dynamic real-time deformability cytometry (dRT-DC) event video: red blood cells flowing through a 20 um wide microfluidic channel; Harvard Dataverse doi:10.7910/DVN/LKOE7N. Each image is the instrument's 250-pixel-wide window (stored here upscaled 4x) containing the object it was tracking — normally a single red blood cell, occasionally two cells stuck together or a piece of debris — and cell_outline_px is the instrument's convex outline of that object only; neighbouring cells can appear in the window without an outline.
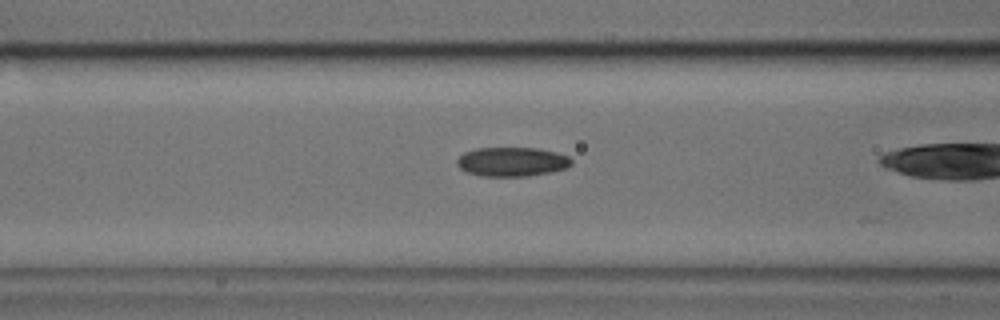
{"species": "common noctule bat (a hibernating species)", "species_latin": "Nyctalus noctula", "temperature_condition": "cold", "stored_images_in_passage": 36, "camera_frame_rate_fps": 3000, "um_per_image_px": 0.085, "animal": {"sex": "male", "body_mass_g": 17.9, "forearm_length_mm": 54.2}, "frame": {"image": 1, "passage_image": 16, "time_ms": 5.0, "image_size_px": [1000, 320], "cell_outline_px": [[572, 164], [568, 168], [552, 172], [528, 176], [480, 176], [468, 172], [460, 168], [456, 164], [456, 160], [464, 152], [476, 148], [536, 148], [556, 152], [568, 156], [572, 160]], "centroid_in_image_um": [43.53, 13.75], "position_along_channel_um": 123.1, "area_um2": 19.59}}
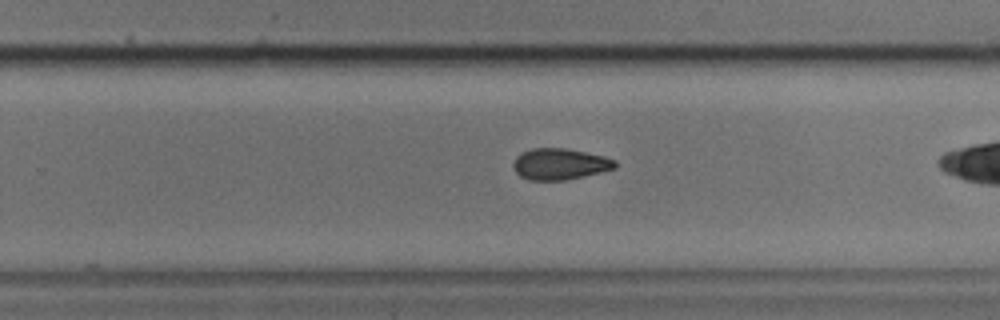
{"frame": {"image": 2, "passage_image": 28, "time_ms": 9.0, "image_size_px": [1000, 320], "cell_outline_px": [[616, 168], [584, 176], [564, 180], [528, 180], [520, 176], [516, 172], [512, 164], [516, 156], [532, 148], [564, 148], [604, 156], [616, 160]], "centroid_in_image_um": [47.58, 13.95], "position_along_channel_um": 282.2, "area_um2": 18.44}}
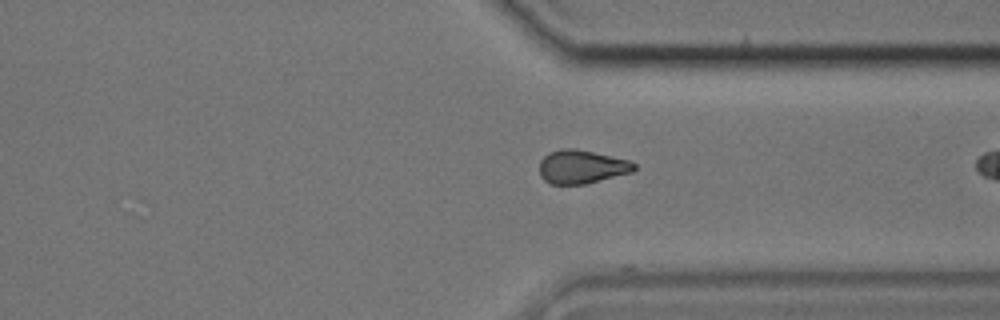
{"frame": {"image": 3, "passage_image": 34, "time_ms": 11.0, "image_size_px": [1000, 320], "cell_outline_px": [[636, 168], [632, 172], [584, 184], [552, 184], [544, 180], [540, 176], [540, 160], [548, 152], [564, 148], [576, 148], [628, 160], [636, 164]], "centroid_in_image_um": [49.42, 14.17], "position_along_channel_um": 362.0, "area_um2": 18.44}}